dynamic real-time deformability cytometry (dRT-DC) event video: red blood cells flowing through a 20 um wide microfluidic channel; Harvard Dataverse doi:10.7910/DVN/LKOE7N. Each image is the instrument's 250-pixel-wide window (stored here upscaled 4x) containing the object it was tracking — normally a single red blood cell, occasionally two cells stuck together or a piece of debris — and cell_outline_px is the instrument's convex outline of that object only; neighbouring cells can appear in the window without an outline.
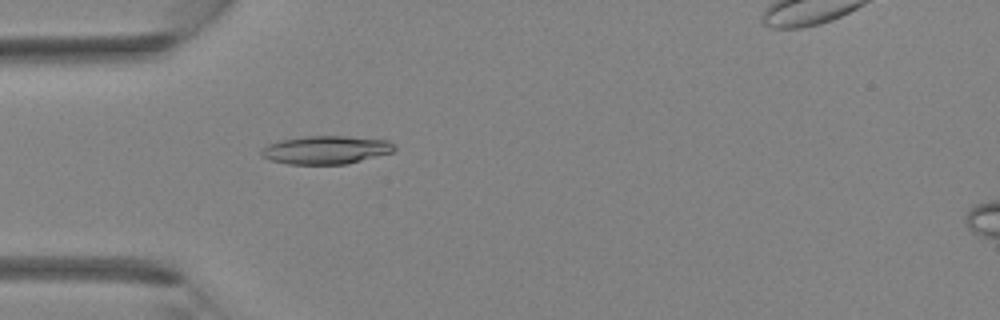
{"species": "Egyptian fruit bat (a non-hibernating species)", "species_latin": "Rousettus aegyptiacus", "temperature_condition": "room temperature", "stored_images_in_passage": 3, "camera_frame_rate_fps": 3000, "um_per_image_px": 0.085, "animal": {"sex": "female"}, "frame": {"image": 1, "passage_image": 3, "time_ms": 3.333, "image_size_px": [1000, 320], "cell_outline_px": [[396, 148], [392, 152], [348, 164], [288, 164], [272, 160], [260, 156], [260, 152], [268, 144], [280, 140], [308, 136], [344, 136], [388, 140]], "centroid_in_image_um": [27.7, 12.74], "position_along_channel_um": 57.3, "area_um2": 21.73}}